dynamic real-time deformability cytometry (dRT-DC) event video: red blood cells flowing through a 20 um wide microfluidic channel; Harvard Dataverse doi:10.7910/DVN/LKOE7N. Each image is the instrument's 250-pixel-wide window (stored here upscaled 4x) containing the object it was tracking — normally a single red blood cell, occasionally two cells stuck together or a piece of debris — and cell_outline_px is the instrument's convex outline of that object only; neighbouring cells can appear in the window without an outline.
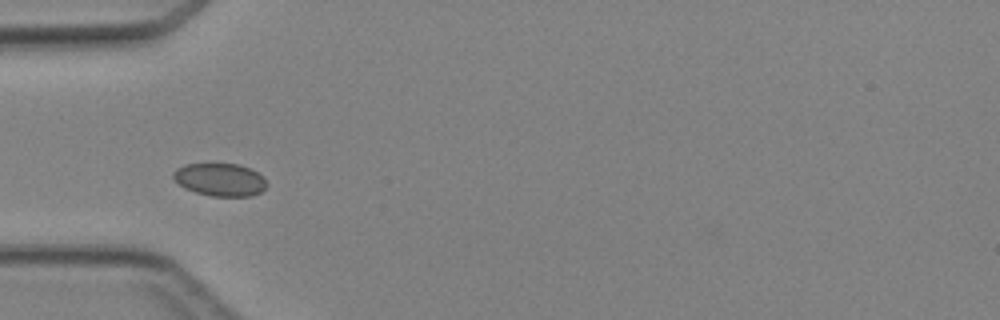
{"species": "Egyptian fruit bat (a non-hibernating species)", "species_latin": "Rousettus aegyptiacus", "temperature_condition": "cold", "stored_images_in_passage": 3, "camera_frame_rate_fps": 3000, "um_per_image_px": 0.085, "animal": {"sex": "female"}, "frame": {"image": 1, "passage_image": 3, "time_ms": 2.333, "image_size_px": [1000, 320], "cell_outline_px": [[268, 184], [260, 192], [252, 196], [212, 196], [196, 192], [184, 188], [172, 176], [172, 172], [176, 168], [184, 164], [236, 164], [248, 168], [264, 176]], "centroid_in_image_um": [18.7, 15.27], "position_along_channel_um": 66.3, "area_um2": 17.8}}